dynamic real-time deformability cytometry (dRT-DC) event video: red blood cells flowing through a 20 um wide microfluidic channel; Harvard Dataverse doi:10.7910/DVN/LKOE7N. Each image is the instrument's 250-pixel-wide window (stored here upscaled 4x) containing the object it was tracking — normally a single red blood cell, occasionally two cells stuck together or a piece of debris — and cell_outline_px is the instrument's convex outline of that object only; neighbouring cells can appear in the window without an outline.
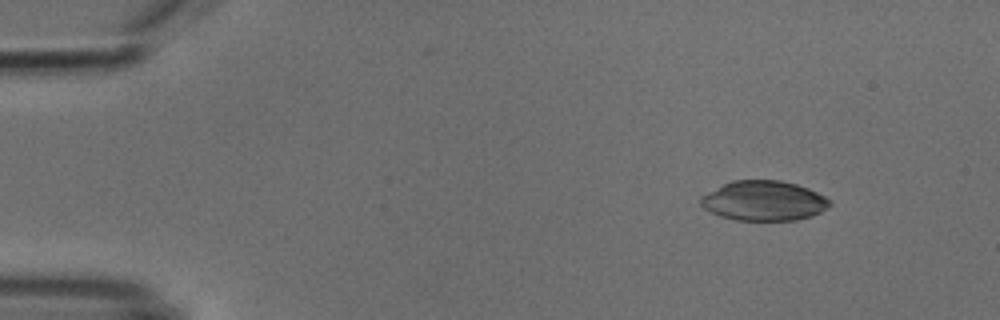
{"species": "common noctule bat (a hibernating species)", "species_latin": "Nyctalus noctula", "temperature_condition": "cold", "stored_images_in_passage": 51, "camera_frame_rate_fps": 3000, "um_per_image_px": 0.085, "animal": {"sex": "male", "body_mass_g": 18.8}, "frame": {"image": 1, "passage_image": 5, "time_ms": 1.333, "image_size_px": [1000, 320], "cell_outline_px": [[832, 204], [828, 208], [812, 216], [796, 220], [736, 220], [720, 216], [704, 208], [700, 204], [700, 196], [732, 180], [780, 180], [796, 184], [808, 188], [824, 196]], "centroid_in_image_um": [64.93, 17.06], "position_along_channel_um": 20.1, "area_um2": 29.88}}
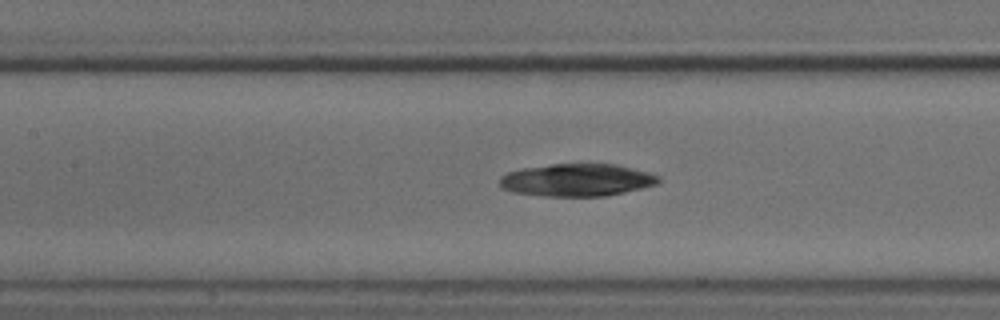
{"frame": {"image": 2, "passage_image": 23, "time_ms": 7.333, "image_size_px": [1000, 320], "cell_outline_px": [[660, 180], [656, 184], [624, 192], [604, 196], [544, 196], [512, 192], [504, 188], [500, 184], [500, 176], [508, 172], [524, 168], [552, 164], [616, 164], [648, 172], [660, 176]], "centroid_in_image_um": [49.03, 15.3], "position_along_channel_um": 158.4, "area_um2": 29.88}}
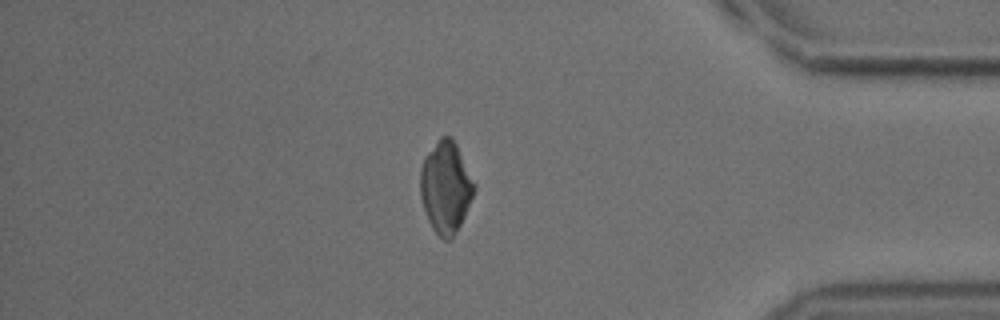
{"frame": {"image": 3, "passage_image": 44, "time_ms": 14.333, "image_size_px": [1000, 320], "cell_outline_px": [[476, 188], [464, 216], [452, 240], [444, 240], [432, 228], [428, 220], [420, 196], [420, 168], [424, 156], [440, 136], [452, 136], [476, 184]], "centroid_in_image_um": [37.88, 15.89], "position_along_channel_um": 397.3, "area_um2": 28.84}}